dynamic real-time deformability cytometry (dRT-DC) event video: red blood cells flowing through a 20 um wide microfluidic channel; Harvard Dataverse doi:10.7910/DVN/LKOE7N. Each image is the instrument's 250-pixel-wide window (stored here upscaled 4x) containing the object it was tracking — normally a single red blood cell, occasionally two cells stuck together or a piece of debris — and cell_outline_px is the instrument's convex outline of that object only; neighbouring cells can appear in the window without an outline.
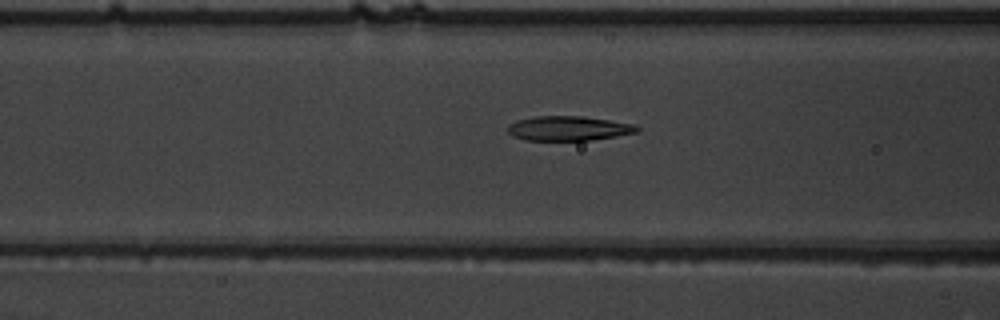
{"species": "common noctule bat (a hibernating species)", "species_latin": "Nyctalus noctula", "temperature_condition": "warm", "stored_images_in_passage": 34, "camera_frame_rate_fps": 3000, "um_per_image_px": 0.085, "animal": {"sex": "male", "body_mass_g": 19.5, "forearm_length_mm": 54.6}, "frame": {"image": 1, "passage_image": 8, "time_ms": 2.333, "image_size_px": [1000, 320], "cell_outline_px": [[640, 128], [636, 132], [616, 136], [592, 140], [524, 140], [512, 136], [508, 132], [508, 124], [516, 120], [536, 116], [584, 116], [632, 124]], "centroid_in_image_um": [48.27, 10.91], "position_along_channel_um": 118.3, "area_um2": 18.44}}
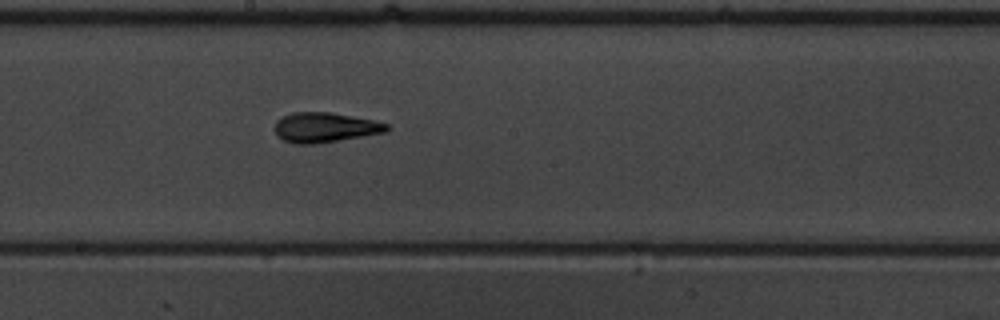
{"frame": {"image": 2, "passage_image": 16, "time_ms": 5.0, "image_size_px": [1000, 320], "cell_outline_px": [[388, 128], [384, 132], [312, 144], [296, 144], [284, 140], [276, 136], [272, 128], [276, 120], [292, 112], [328, 112], [372, 120], [388, 124]], "centroid_in_image_um": [27.5, 10.83], "position_along_channel_um": 220.7, "area_um2": 19.19}}
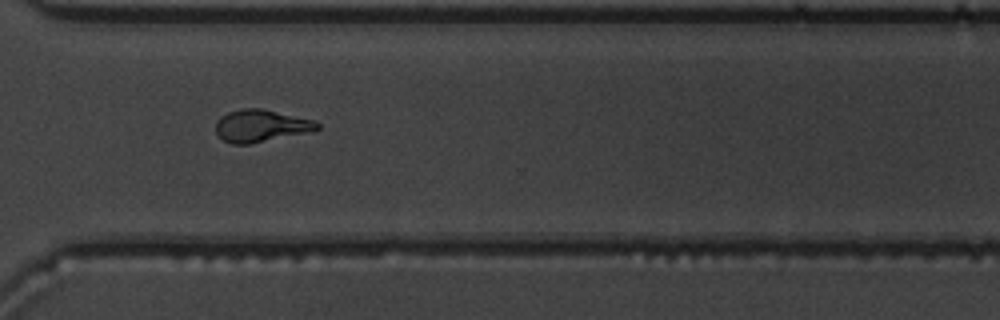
{"frame": {"image": 3, "passage_image": 26, "time_ms": 8.333, "image_size_px": [1000, 320], "cell_outline_px": [[320, 128], [308, 132], [248, 144], [232, 144], [224, 140], [216, 132], [216, 120], [220, 116], [228, 112], [244, 108], [260, 108], [312, 120], [320, 124]], "centroid_in_image_um": [22.13, 10.69], "position_along_channel_um": 348.5, "area_um2": 18.73}, "authors_computed_cell_mechanics": {"area_um2": 18.6983, "velocity_mm_per_s": 3.8368, "shape_relaxation_time_tau1_ms": 8.201, "shape_relaxation_time_tau2_ms": 2.2835, "deformation_change_tau1": 0.2795, "deformation_change_tau2": 0.1019}}